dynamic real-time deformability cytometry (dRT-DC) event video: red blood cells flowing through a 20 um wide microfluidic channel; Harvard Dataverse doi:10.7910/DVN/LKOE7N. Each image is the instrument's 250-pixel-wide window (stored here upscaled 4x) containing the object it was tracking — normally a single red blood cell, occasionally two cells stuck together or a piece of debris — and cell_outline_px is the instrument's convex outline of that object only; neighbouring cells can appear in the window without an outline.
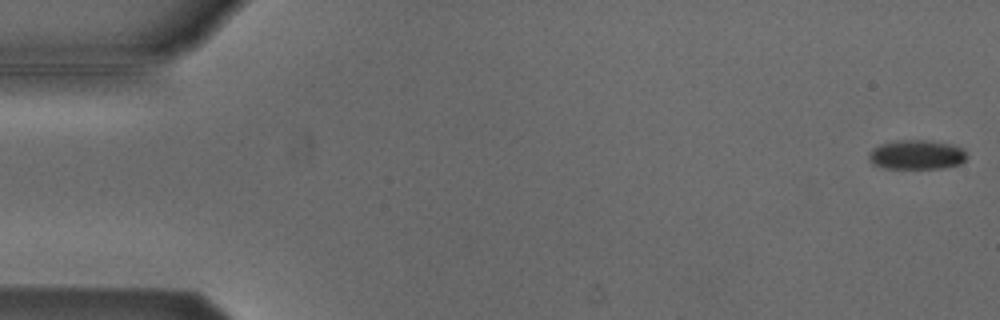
{"species": "Egyptian fruit bat (a non-hibernating species)", "species_latin": "Rousettus aegyptiacus", "temperature_condition": "cold", "stored_images_in_passage": 5, "camera_frame_rate_fps": 3000, "um_per_image_px": 0.085, "animal": {"sex": "male"}, "frame": {"image": 1, "passage_image": 1, "time_ms": 0.0, "image_size_px": [1000, 320], "cell_outline_px": [[968, 156], [960, 164], [944, 168], [884, 168], [872, 164], [868, 160], [868, 156], [872, 148], [880, 144], [896, 140], [924, 140], [948, 144], [960, 148]], "centroid_in_image_um": [77.86, 13.16], "position_along_channel_um": 7.1, "area_um2": 16.7}}
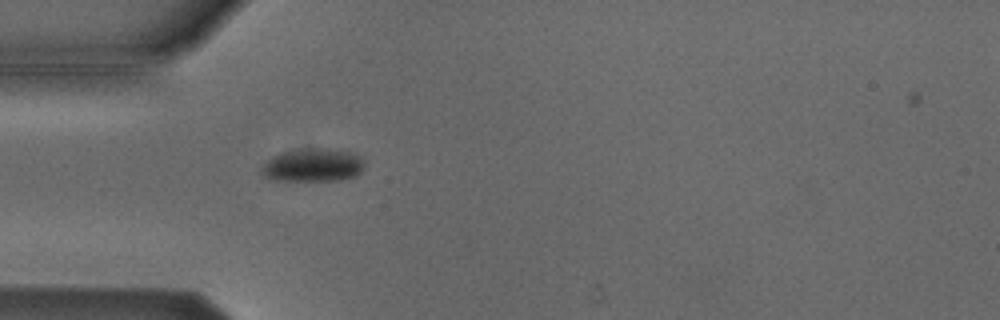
{"frame": {"image": 2, "passage_image": 5, "time_ms": 1.333, "image_size_px": [1000, 320], "cell_outline_px": [[364, 168], [356, 176], [340, 180], [268, 180], [260, 172], [260, 168], [272, 156], [280, 152], [300, 148], [316, 148], [348, 152], [360, 156], [364, 160]], "centroid_in_image_um": [26.56, 14.04], "position_along_channel_um": 58.4, "area_um2": 20.0}}